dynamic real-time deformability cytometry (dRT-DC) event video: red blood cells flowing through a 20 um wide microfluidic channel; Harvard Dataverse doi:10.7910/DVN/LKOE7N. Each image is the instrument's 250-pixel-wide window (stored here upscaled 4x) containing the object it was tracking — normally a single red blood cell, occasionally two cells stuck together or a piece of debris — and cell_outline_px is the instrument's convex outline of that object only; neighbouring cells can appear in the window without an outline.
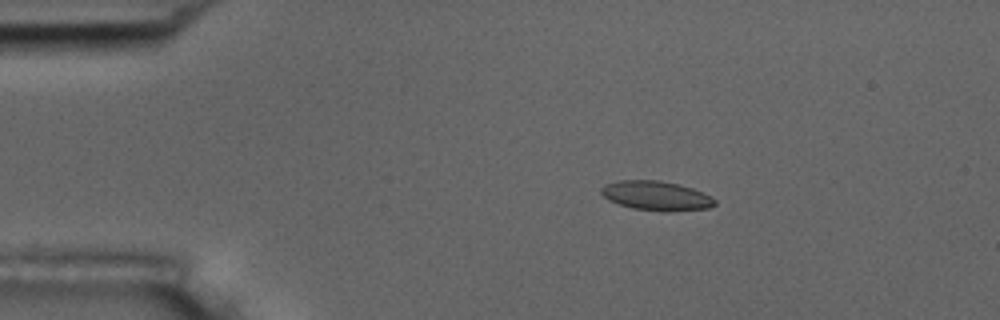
{"species": "common noctule bat (a hibernating species)", "species_latin": "Nyctalus noctula", "temperature_condition": "room temperature", "stored_images_in_passage": 7, "camera_frame_rate_fps": 3000, "um_per_image_px": 0.085, "animal": {"sex": "male", "body_mass_g": 17.5, "forearm_length_mm": 52.3}, "frame": {"image": 1, "passage_image": 3, "time_ms": 2.333, "image_size_px": [1000, 320], "cell_outline_px": [[716, 204], [708, 208], [668, 212], [632, 208], [608, 200], [600, 192], [600, 188], [604, 184], [620, 180], [660, 180], [680, 184], [692, 188], [712, 196], [716, 200]], "centroid_in_image_um": [55.79, 16.63], "position_along_channel_um": 29.2, "area_um2": 19.59}}
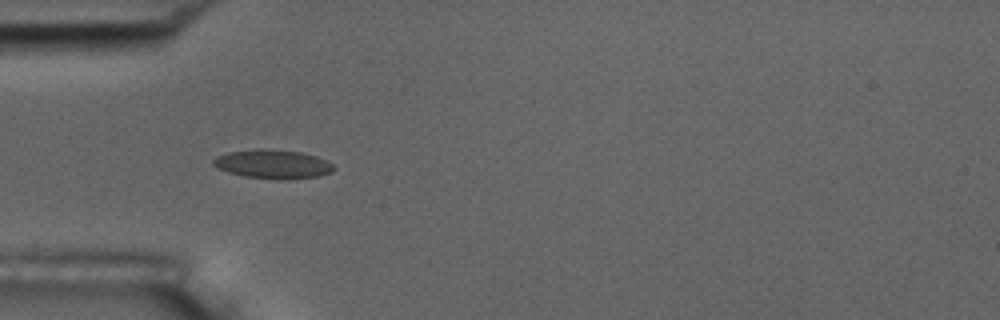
{"frame": {"image": 2, "passage_image": 5, "time_ms": 4.667, "image_size_px": [1000, 320], "cell_outline_px": [[336, 168], [332, 172], [320, 176], [284, 180], [280, 180], [244, 176], [228, 172], [216, 168], [212, 164], [212, 160], [216, 156], [228, 152], [256, 148], [260, 148], [300, 152], [316, 156], [332, 164]], "centroid_in_image_um": [23.16, 13.95], "position_along_channel_um": 61.8, "area_um2": 20.46}}